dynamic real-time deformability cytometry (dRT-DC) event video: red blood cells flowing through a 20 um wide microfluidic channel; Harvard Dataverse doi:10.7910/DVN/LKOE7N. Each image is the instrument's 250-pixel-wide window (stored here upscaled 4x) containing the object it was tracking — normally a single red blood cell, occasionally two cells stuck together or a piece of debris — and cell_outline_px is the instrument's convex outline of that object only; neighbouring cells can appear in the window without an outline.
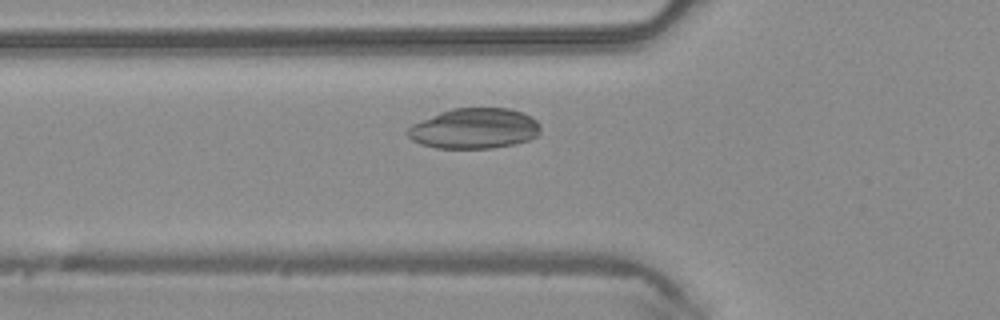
{"species": "common noctule bat (a hibernating species)", "species_latin": "Nyctalus noctula", "temperature_condition": "warm", "stored_images_in_passage": 33, "camera_frame_rate_fps": 3000, "um_per_image_px": 0.085, "animal": {"sex": "male", "body_mass_g": 20.4}, "frame": {"image": 1, "passage_image": 2, "time_ms": 0.333, "image_size_px": [1000, 320], "cell_outline_px": [[540, 132], [536, 136], [528, 140], [512, 144], [492, 148], [436, 148], [420, 144], [412, 140], [404, 132], [412, 124], [440, 112], [452, 108], [508, 108], [532, 116], [540, 124]], "centroid_in_image_um": [40.3, 10.92], "position_along_channel_um": 85.5, "area_um2": 31.33}}
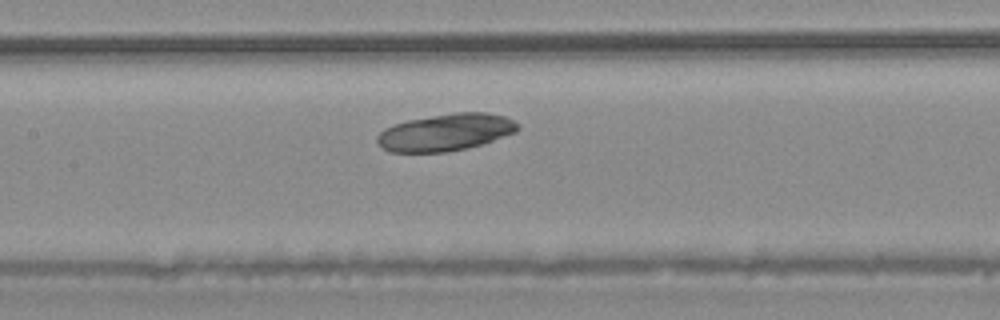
{"frame": {"image": 2, "passage_image": 8, "time_ms": 2.333, "image_size_px": [1000, 320], "cell_outline_px": [[520, 128], [516, 132], [480, 144], [464, 148], [444, 152], [388, 152], [380, 148], [376, 140], [376, 136], [384, 128], [408, 120], [456, 112], [488, 112], [504, 116], [520, 124]], "centroid_in_image_um": [37.85, 11.24], "position_along_channel_um": 169.5, "area_um2": 30.23}}
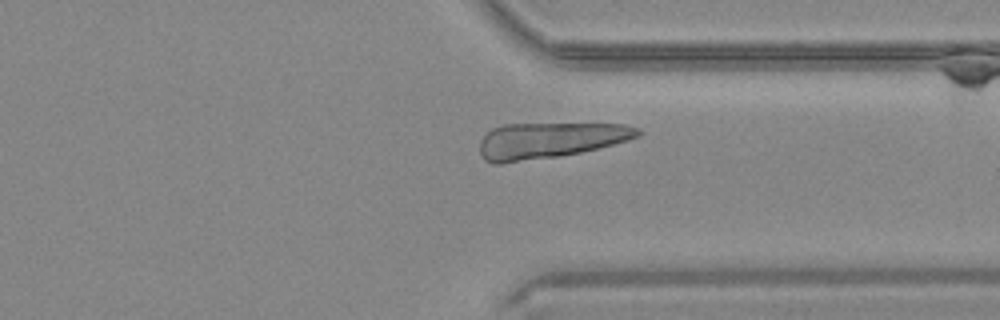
{"frame": {"image": 3, "passage_image": 22, "time_ms": 7.0, "image_size_px": [1000, 320], "cell_outline_px": [[644, 132], [640, 136], [628, 140], [580, 152], [560, 156], [500, 164], [492, 164], [484, 160], [480, 152], [480, 140], [492, 128], [504, 124], [624, 124], [640, 128]], "centroid_in_image_um": [46.72, 11.93], "position_along_channel_um": 364.7, "area_um2": 33.06}}